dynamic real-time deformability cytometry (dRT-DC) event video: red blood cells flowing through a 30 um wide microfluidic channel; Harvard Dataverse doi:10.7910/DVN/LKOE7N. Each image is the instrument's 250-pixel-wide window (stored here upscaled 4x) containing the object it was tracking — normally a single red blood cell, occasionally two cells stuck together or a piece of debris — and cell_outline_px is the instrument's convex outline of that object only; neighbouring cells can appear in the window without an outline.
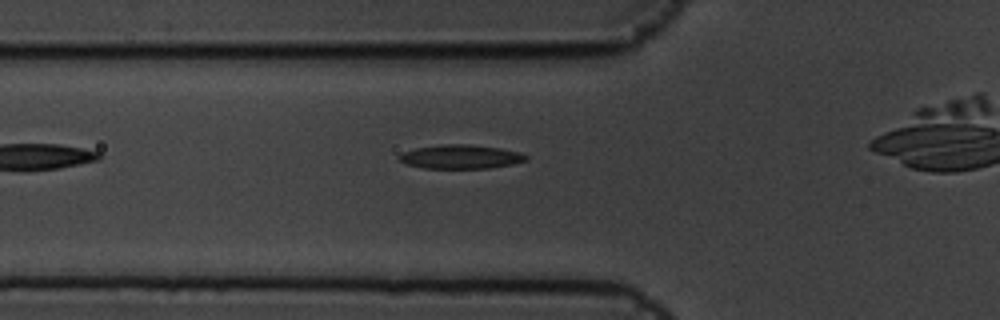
{"species": "common noctule bat (a hibernating species)", "species_latin": "Nyctalus noctula", "temperature_condition": "cold", "stored_images_in_passage": 6, "camera_frame_rate_fps": 3000, "um_per_image_px": 0.085, "animal": {"sex": "male", "body_mass_g": 19.5, "forearm_length_mm": 54.6}, "frame": {"image": 1, "passage_image": 6, "time_ms": 1.667, "image_size_px": [1000, 320], "cell_outline_px": [[528, 160], [512, 164], [488, 168], [424, 168], [408, 164], [400, 160], [396, 156], [400, 152], [416, 148], [444, 144], [468, 144], [500, 148], [520, 152], [528, 156]], "centroid_in_image_um": [39.15, 13.32], "position_along_channel_um": 86.7, "area_um2": 17.69}}